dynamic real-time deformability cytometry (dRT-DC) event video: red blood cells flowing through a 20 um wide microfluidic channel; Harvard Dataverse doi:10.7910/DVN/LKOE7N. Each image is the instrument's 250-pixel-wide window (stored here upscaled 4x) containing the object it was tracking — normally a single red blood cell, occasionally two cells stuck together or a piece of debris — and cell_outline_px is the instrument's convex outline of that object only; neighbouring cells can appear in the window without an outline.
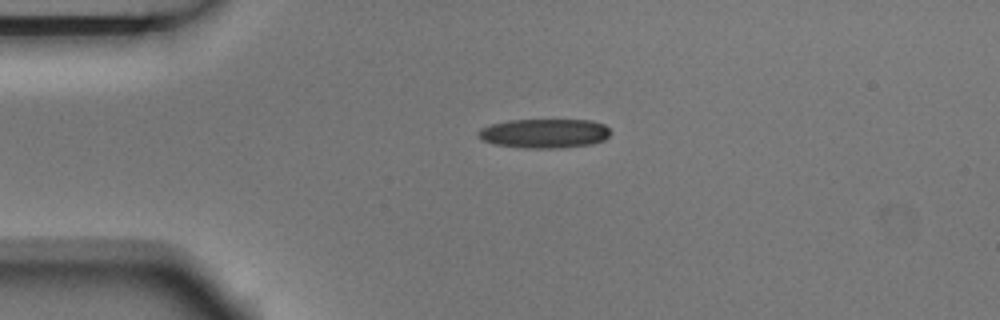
{"species": "Egyptian fruit bat (a non-hibernating species)", "species_latin": "Rousettus aegyptiacus", "temperature_condition": "room temperature", "stored_images_in_passage": 2, "camera_frame_rate_fps": 3000, "um_per_image_px": 0.085, "animal": {"sex": "male"}, "frame": {"image": 1, "passage_image": 1, "time_ms": 0.0, "image_size_px": [1000, 320], "cell_outline_px": [[612, 132], [604, 140], [592, 144], [560, 148], [524, 148], [492, 144], [476, 136], [476, 132], [480, 128], [492, 124], [508, 120], [592, 120], [604, 124]], "centroid_in_image_um": [46.26, 11.34], "position_along_channel_um": 38.7, "area_um2": 22.77}}